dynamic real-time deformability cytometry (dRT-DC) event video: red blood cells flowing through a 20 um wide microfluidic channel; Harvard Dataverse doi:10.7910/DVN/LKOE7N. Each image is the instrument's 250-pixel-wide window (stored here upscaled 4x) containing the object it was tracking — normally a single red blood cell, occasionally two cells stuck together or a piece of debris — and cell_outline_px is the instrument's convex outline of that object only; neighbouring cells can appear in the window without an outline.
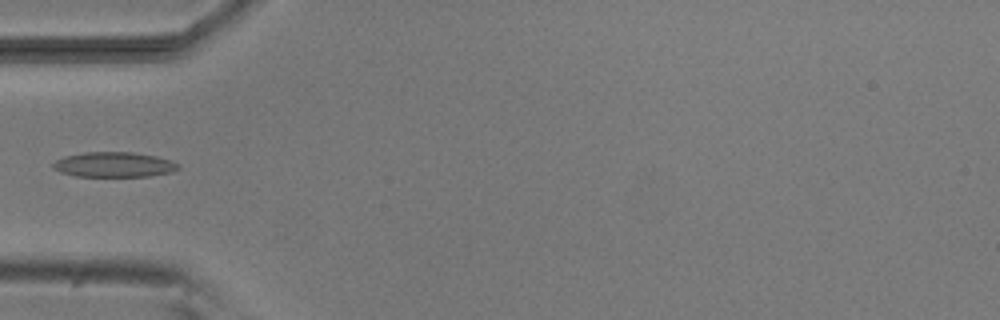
{"species": "common noctule bat (a hibernating species)", "species_latin": "Nyctalus noctula", "temperature_condition": "room temperature", "stored_images_in_passage": 5, "camera_frame_rate_fps": 3000, "um_per_image_px": 0.085, "animal": {"sex": "male", "body_mass_g": 20.5, "forearm_length_mm": 52.5}, "frame": {"image": 1, "passage_image": 4, "time_ms": 3.333, "image_size_px": [1000, 320], "cell_outline_px": [[180, 168], [172, 172], [148, 176], [76, 176], [60, 172], [52, 168], [52, 164], [56, 160], [64, 156], [84, 152], [132, 152], [156, 156], [180, 164]], "centroid_in_image_um": [9.67, 13.99], "position_along_channel_um": 75.3, "area_um2": 18.26}}
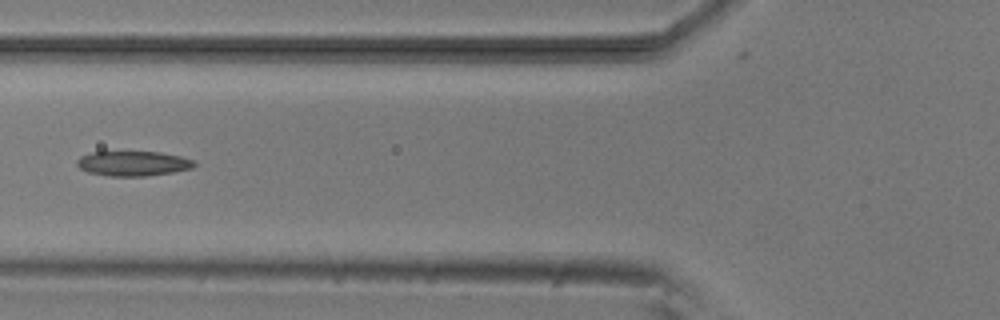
{"frame": {"image": 2, "passage_image": 5, "time_ms": 4.333, "image_size_px": [1000, 320], "cell_outline_px": [[196, 164], [192, 168], [172, 172], [144, 176], [108, 176], [88, 172], [80, 168], [76, 164], [76, 160], [80, 156], [92, 152], [160, 152], [180, 156], [192, 160]], "centroid_in_image_um": [11.28, 13.89], "position_along_channel_um": 114.5, "area_um2": 16.88}}